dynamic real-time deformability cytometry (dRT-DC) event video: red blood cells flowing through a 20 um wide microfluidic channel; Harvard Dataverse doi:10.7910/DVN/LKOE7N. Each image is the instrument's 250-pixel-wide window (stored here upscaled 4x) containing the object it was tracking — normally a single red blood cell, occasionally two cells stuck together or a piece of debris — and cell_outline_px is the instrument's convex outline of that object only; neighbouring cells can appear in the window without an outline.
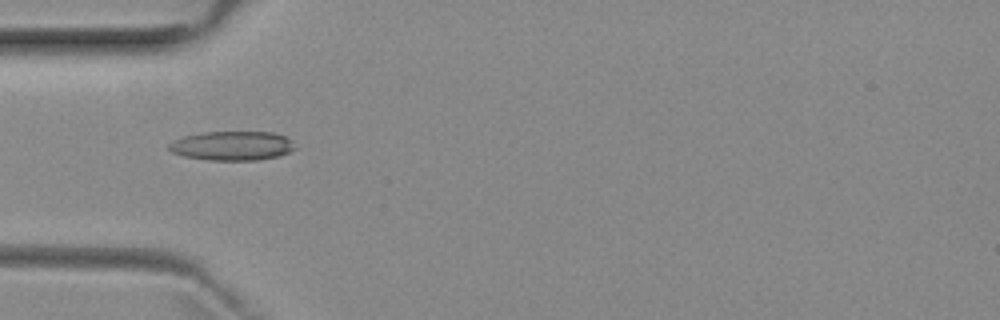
{"species": "common noctule bat (a hibernating species)", "species_latin": "Nyctalus noctula", "temperature_condition": "room temperature", "stored_images_in_passage": 8, "camera_frame_rate_fps": 3000, "um_per_image_px": 0.085, "animal": {"sex": "female", "body_mass_g": 29.2, "forearm_length_mm": 56.3}, "frame": {"image": 1, "passage_image": 5, "time_ms": 4.667, "image_size_px": [1000, 320], "cell_outline_px": [[296, 148], [280, 156], [256, 160], [208, 160], [184, 156], [172, 152], [168, 148], [168, 144], [184, 136], [204, 132], [272, 132], [284, 136], [292, 140]], "centroid_in_image_um": [19.76, 12.39], "position_along_channel_um": 65.2, "area_um2": 21.39}}
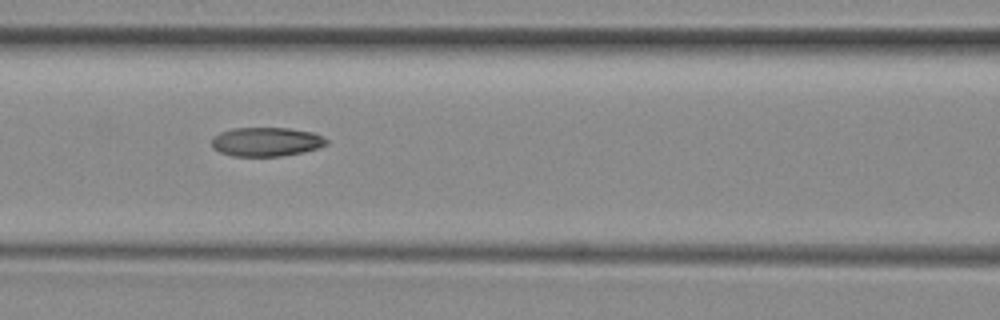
{"frame": {"image": 2, "passage_image": 7, "time_ms": 6.667, "image_size_px": [1000, 320], "cell_outline_px": [[328, 144], [304, 152], [280, 156], [232, 156], [220, 152], [212, 148], [212, 140], [220, 132], [232, 128], [288, 128], [312, 132], [328, 140]], "centroid_in_image_um": [22.62, 12.05], "position_along_channel_um": 144.0, "area_um2": 19.31}}
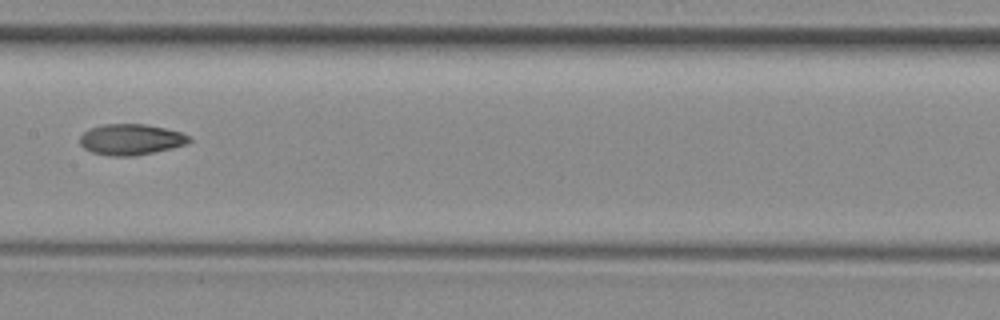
{"frame": {"image": 3, "passage_image": 8, "time_ms": 8.0, "image_size_px": [1000, 320], "cell_outline_px": [[192, 140], [188, 144], [172, 148], [136, 156], [108, 156], [92, 152], [84, 148], [80, 144], [80, 136], [84, 132], [92, 128], [104, 124], [144, 124], [164, 128], [180, 132], [192, 136]], "centroid_in_image_um": [11.16, 11.86], "position_along_channel_um": 196.2, "area_um2": 19.77}}